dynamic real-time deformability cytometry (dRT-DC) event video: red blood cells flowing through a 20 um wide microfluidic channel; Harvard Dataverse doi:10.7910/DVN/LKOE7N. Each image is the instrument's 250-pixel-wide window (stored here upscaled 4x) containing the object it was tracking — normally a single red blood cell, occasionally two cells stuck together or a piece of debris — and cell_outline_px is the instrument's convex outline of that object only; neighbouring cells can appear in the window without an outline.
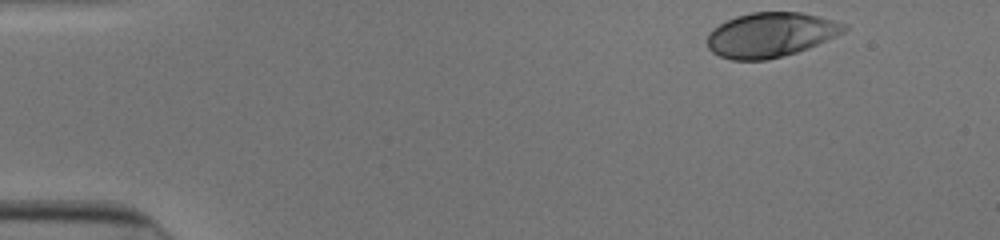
{"species": "human", "species_latin": "Homo sapiens", "temperature_condition": "cold", "stored_images_in_passage": 38, "camera_frame_rate_fps": 3000, "um_per_image_px": 0.085, "donor": {"sex": "male"}, "frame": {"image": 1, "passage_image": 1, "time_ms": 0.0, "image_size_px": [1000, 240], "cell_outline_px": [[848, 28], [844, 32], [836, 36], [808, 48], [796, 52], [764, 60], [732, 60], [720, 56], [712, 52], [708, 48], [708, 32], [712, 28], [736, 16], [752, 12], [800, 12], [848, 24]], "centroid_in_image_um": [65.49, 2.95], "position_along_channel_um": 19.5, "area_um2": 35.37}}
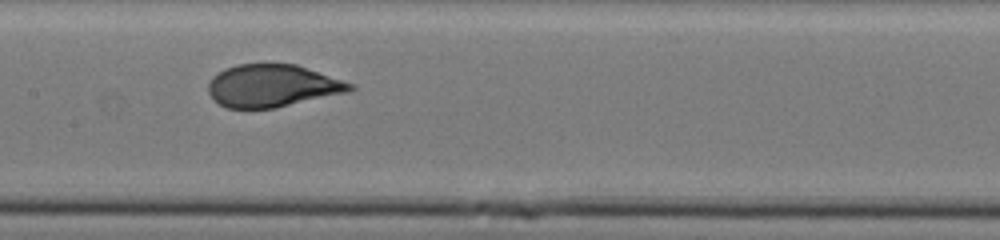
{"frame": {"image": 2, "passage_image": 22, "time_ms": 7.0, "image_size_px": [1000, 240], "cell_outline_px": [[356, 88], [352, 92], [276, 108], [228, 108], [220, 104], [208, 92], [208, 84], [212, 76], [224, 68], [236, 64], [296, 64], [356, 84]], "centroid_in_image_um": [23.22, 7.29], "position_along_channel_um": 184.2, "area_um2": 35.49}}
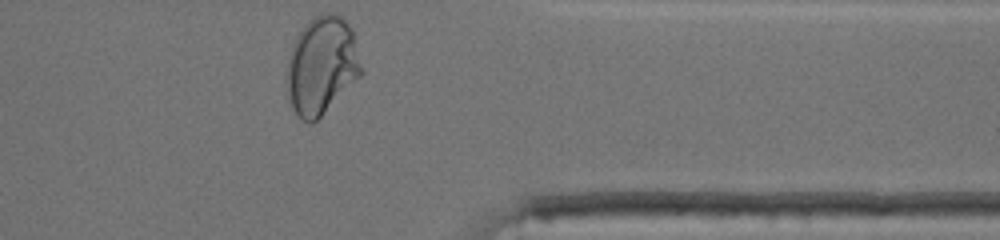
{"frame": {"image": 3, "passage_image": 38, "time_ms": 12.333, "image_size_px": [1000, 240], "cell_outline_px": [[364, 72], [312, 124], [308, 124], [292, 108], [288, 100], [284, 80], [288, 56], [292, 44], [296, 36], [304, 24], [308, 20], [324, 12], [332, 12], [340, 16], [352, 28], [364, 68]], "centroid_in_image_um": [27.32, 5.54], "position_along_channel_um": 384.1, "area_um2": 43.06}, "authors_computed_cell_mechanics": {"area_um2": 35.6337, "velocity_mm_per_s": 3.9116, "shape_relaxation_time_tau1_ms": 5.6048, "shape_relaxation_time_tau2_ms": null, "deformation_change_tau1": 0.2422, "deformation_change_tau2": null}}